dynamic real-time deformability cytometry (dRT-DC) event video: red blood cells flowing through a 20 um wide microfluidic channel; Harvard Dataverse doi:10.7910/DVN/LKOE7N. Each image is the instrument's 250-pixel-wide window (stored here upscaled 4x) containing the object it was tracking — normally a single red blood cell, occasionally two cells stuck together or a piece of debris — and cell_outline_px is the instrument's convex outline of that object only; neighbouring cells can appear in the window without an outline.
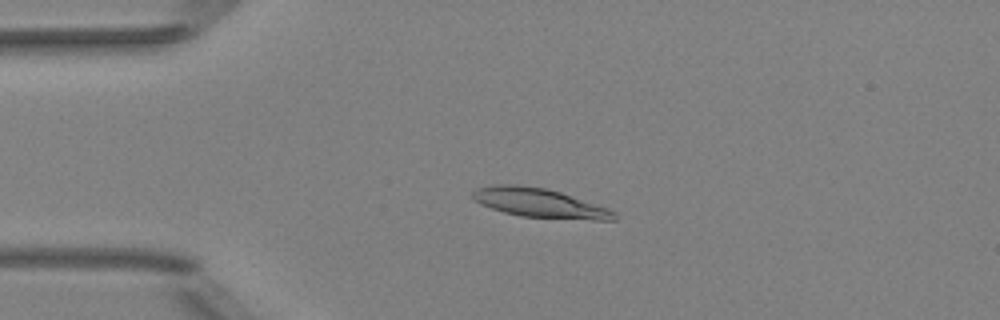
{"species": "Egyptian fruit bat (a non-hibernating species)", "species_latin": "Rousettus aegyptiacus", "temperature_condition": "room temperature", "stored_images_in_passage": 43, "camera_frame_rate_fps": 3000, "um_per_image_px": 0.085, "animal": {"sex": "female"}, "frame": {"image": 1, "passage_image": 4, "time_ms": 1.0, "image_size_px": [1000, 320], "cell_outline_px": [[616, 220], [592, 220], [520, 216], [504, 212], [480, 204], [472, 200], [472, 192], [476, 188], [496, 184], [516, 184], [544, 188], [560, 192], [608, 208], [616, 212]], "centroid_in_image_um": [45.84, 17.25], "position_along_channel_um": 39.2, "area_um2": 23.99}}
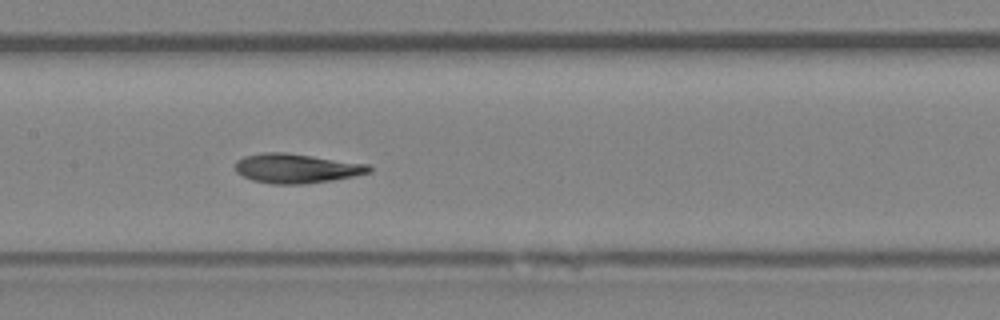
{"frame": {"image": 2, "passage_image": 17, "time_ms": 5.333, "image_size_px": [1000, 320], "cell_outline_px": [[372, 172], [332, 180], [304, 184], [272, 184], [252, 180], [236, 172], [236, 160], [244, 156], [264, 152], [284, 152], [368, 164], [372, 168]], "centroid_in_image_um": [25.18, 14.31], "position_along_channel_um": 182.2, "area_um2": 22.83}}
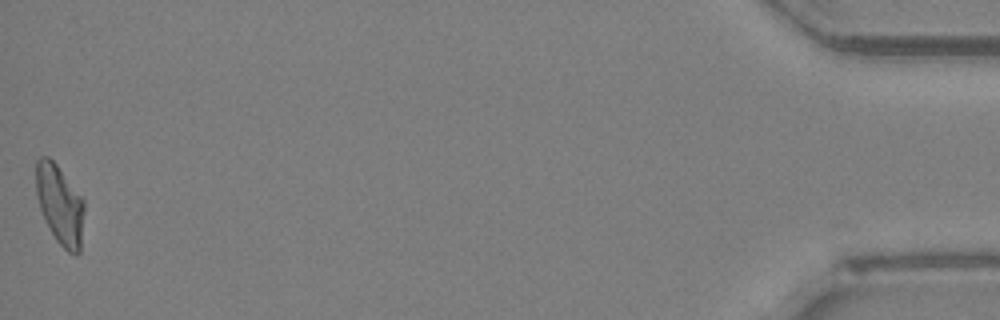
{"frame": {"image": 3, "passage_image": 43, "time_ms": 14.0, "image_size_px": [1000, 320], "cell_outline_px": [[84, 208], [80, 252], [76, 256], [68, 252], [56, 240], [40, 208], [36, 196], [36, 160], [40, 156], [48, 156], [56, 164], [84, 200]], "centroid_in_image_um": [5.09, 17.39], "position_along_channel_um": 430.1, "area_um2": 22.08}, "authors_computed_cell_mechanics": {"area_um2": 22.7732, "velocity_mm_per_s": 4.0033, "shape_relaxation_time_tau1_ms": null, "shape_relaxation_time_tau2_ms": 3.0489, "deformation_change_tau1": null, "deformation_change_tau2": 0.0926}}